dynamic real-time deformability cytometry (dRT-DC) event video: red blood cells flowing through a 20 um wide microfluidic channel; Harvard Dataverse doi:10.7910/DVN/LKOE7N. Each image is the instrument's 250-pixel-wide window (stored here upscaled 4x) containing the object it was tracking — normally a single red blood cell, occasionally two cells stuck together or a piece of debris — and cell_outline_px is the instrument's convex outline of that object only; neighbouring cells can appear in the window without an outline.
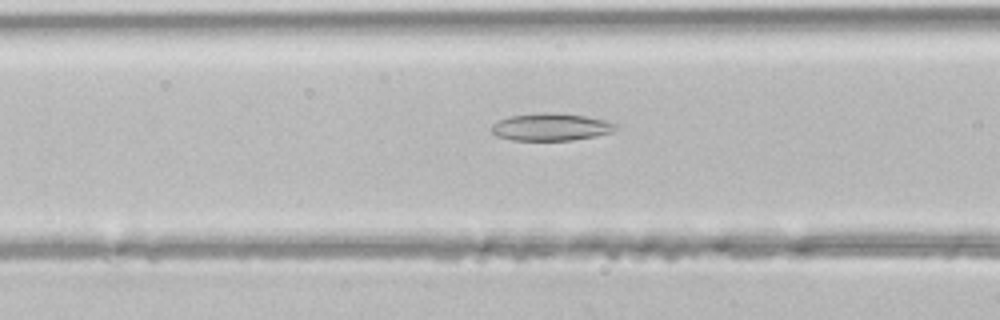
{"species": "common noctule bat (a hibernating species)", "species_latin": "Nyctalus noctula", "temperature_condition": "room temperature", "stored_images_in_passage": 22, "camera_frame_rate_fps": 3000, "um_per_image_px": 0.085, "animal": {"sex": "male", "body_mass_g": 21.5, "forearm_length_mm": 52.0}, "frame": {"image": 1, "passage_image": 11, "time_ms": 3.333, "image_size_px": [1000, 320], "cell_outline_px": [[620, 128], [612, 132], [596, 136], [572, 140], [512, 140], [496, 136], [488, 128], [492, 124], [508, 116], [536, 112], [552, 112], [584, 116], [604, 120], [616, 124]], "centroid_in_image_um": [46.8, 10.79], "position_along_channel_um": 119.8, "area_um2": 20.06}}
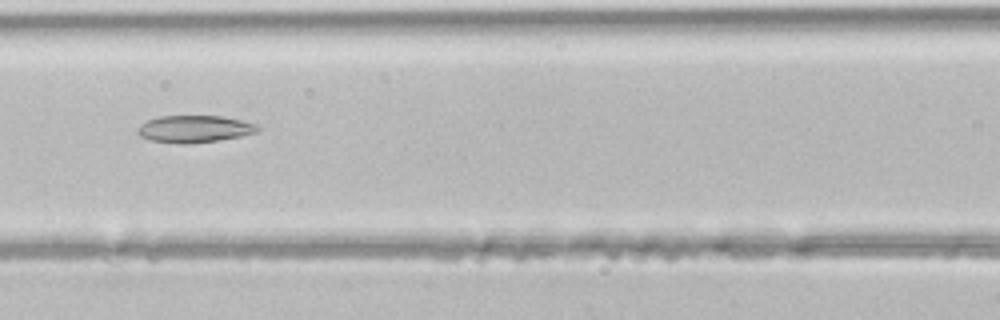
{"frame": {"image": 2, "passage_image": 13, "time_ms": 4.0, "image_size_px": [1000, 320], "cell_outline_px": [[260, 128], [256, 132], [240, 136], [216, 140], [188, 144], [180, 144], [148, 140], [140, 136], [136, 132], [136, 128], [140, 124], [148, 120], [160, 116], [224, 116], [256, 124]], "centroid_in_image_um": [16.47, 10.96], "position_along_channel_um": 150.1, "area_um2": 18.96}}
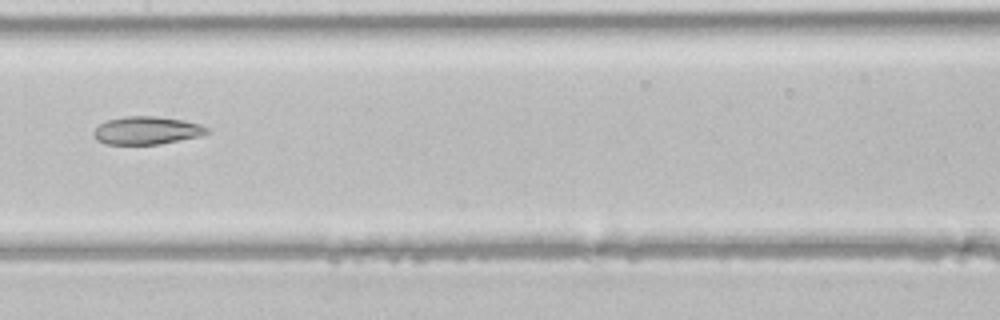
{"frame": {"image": 3, "passage_image": 16, "time_ms": 5.0, "image_size_px": [1000, 320], "cell_outline_px": [[208, 132], [200, 136], [160, 144], [104, 144], [96, 140], [92, 132], [100, 124], [108, 120], [124, 116], [156, 116], [184, 120], [200, 124], [208, 128]], "centroid_in_image_um": [12.46, 11.09], "position_along_channel_um": 194.9, "area_um2": 18.44}}